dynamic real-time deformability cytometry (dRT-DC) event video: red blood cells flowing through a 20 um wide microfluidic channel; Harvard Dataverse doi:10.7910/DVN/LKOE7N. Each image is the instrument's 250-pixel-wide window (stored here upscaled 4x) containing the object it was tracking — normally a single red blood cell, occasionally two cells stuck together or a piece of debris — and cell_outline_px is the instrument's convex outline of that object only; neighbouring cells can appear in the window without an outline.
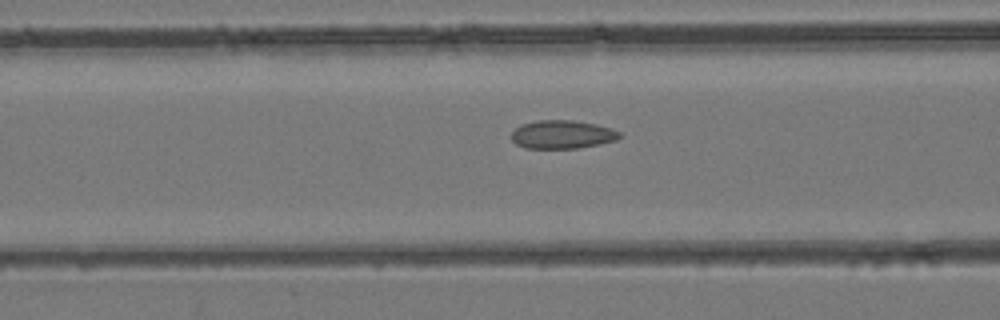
{"species": "common noctule bat (a hibernating species)", "species_latin": "Nyctalus noctula", "temperature_condition": "room temperature", "stored_images_in_passage": 29, "camera_frame_rate_fps": 3000, "um_per_image_px": 0.085, "animal": {"sex": "female", "body_mass_g": 24.6, "forearm_length_mm": 56.2}, "frame": {"image": 1, "passage_image": 5, "time_ms": 1.333, "image_size_px": [1000, 320], "cell_outline_px": [[620, 136], [616, 140], [600, 144], [576, 148], [524, 148], [516, 144], [512, 140], [512, 132], [520, 124], [536, 120], [572, 120], [596, 124], [612, 128], [620, 132]], "centroid_in_image_um": [47.78, 11.42], "position_along_channel_um": 118.8, "area_um2": 17.92}}
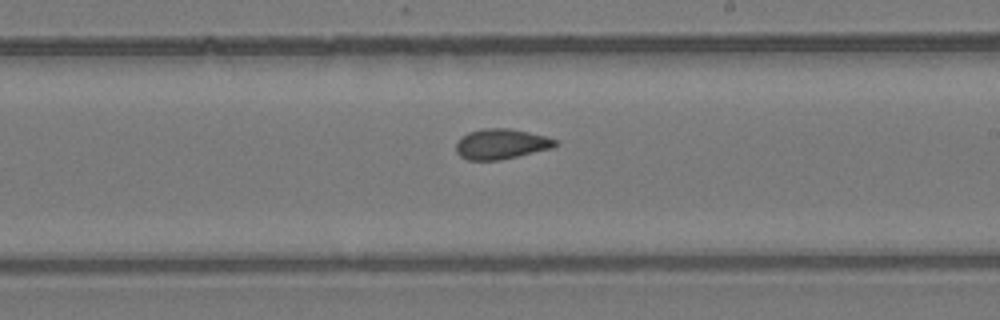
{"frame": {"image": 2, "passage_image": 14, "time_ms": 4.333, "image_size_px": [1000, 320], "cell_outline_px": [[560, 144], [552, 148], [500, 160], [468, 160], [460, 156], [456, 152], [456, 140], [460, 136], [468, 132], [484, 128], [508, 128], [528, 132], [544, 136], [556, 140]], "centroid_in_image_um": [42.56, 12.24], "position_along_channel_um": 246.4, "area_um2": 17.57}}
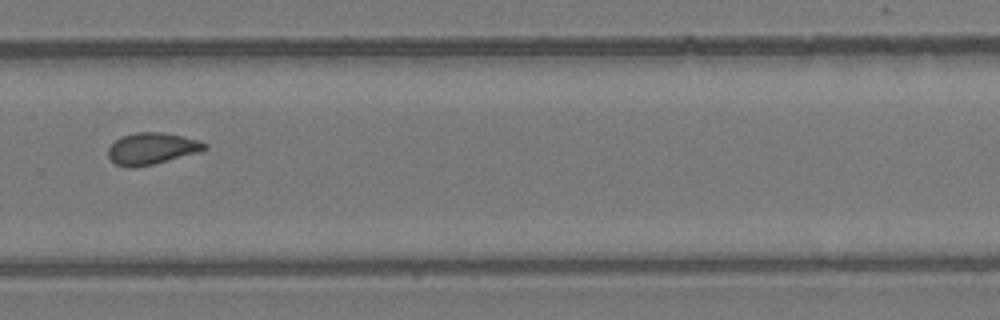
{"frame": {"image": 3, "passage_image": 19, "time_ms": 6.0, "image_size_px": [1000, 320], "cell_outline_px": [[208, 148], [196, 152], [152, 164], [136, 168], [128, 168], [116, 164], [108, 156], [108, 148], [120, 136], [136, 132], [160, 132], [180, 136], [196, 140], [208, 144]], "centroid_in_image_um": [12.84, 12.63], "position_along_channel_um": 317.0, "area_um2": 17.46}}